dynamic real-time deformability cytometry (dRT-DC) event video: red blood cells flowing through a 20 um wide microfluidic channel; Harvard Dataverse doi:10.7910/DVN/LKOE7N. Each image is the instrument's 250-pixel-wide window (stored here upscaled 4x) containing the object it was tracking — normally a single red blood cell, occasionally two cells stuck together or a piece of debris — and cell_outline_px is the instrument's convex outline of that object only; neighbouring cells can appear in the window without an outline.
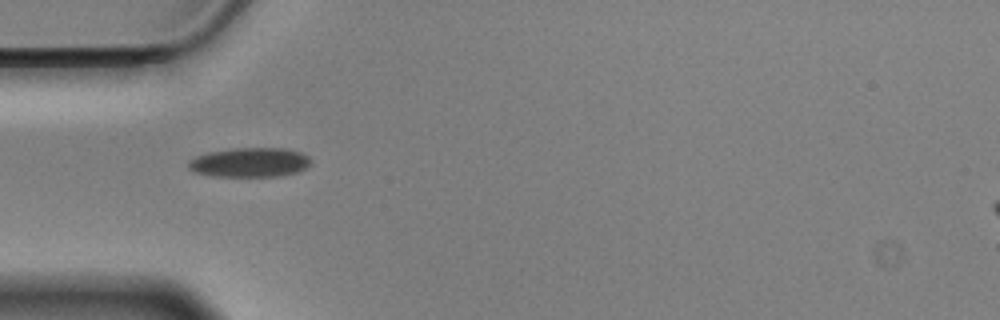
{"species": "Egyptian fruit bat (a non-hibernating species)", "species_latin": "Rousettus aegyptiacus", "temperature_condition": "cold", "stored_images_in_passage": 41, "camera_frame_rate_fps": 3000, "um_per_image_px": 0.085, "animal": {"sex": "male"}, "frame": {"image": 1, "passage_image": 1, "time_ms": 0.0, "image_size_px": [1000, 320], "cell_outline_px": [[312, 164], [296, 172], [280, 176], [212, 176], [192, 172], [188, 168], [188, 160], [196, 156], [208, 152], [232, 148], [288, 148], [300, 152], [308, 156], [312, 160]], "centroid_in_image_um": [21.21, 13.8], "position_along_channel_um": 63.8, "area_um2": 21.21}}
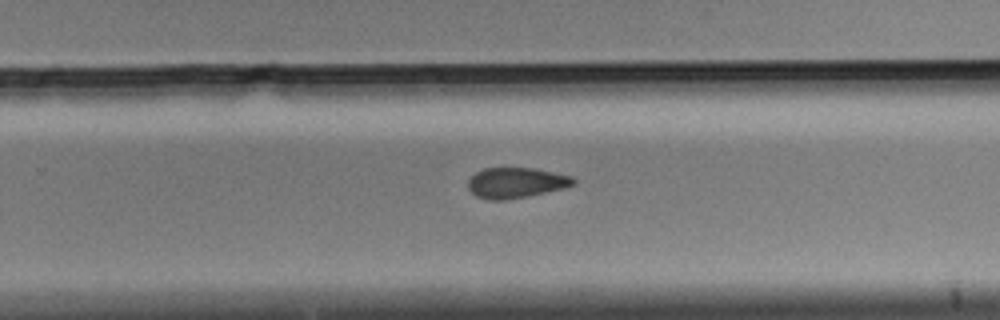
{"frame": {"image": 2, "passage_image": 20, "time_ms": 6.333, "image_size_px": [1000, 320], "cell_outline_px": [[576, 184], [564, 188], [528, 196], [504, 200], [488, 200], [476, 196], [468, 188], [468, 180], [476, 172], [484, 168], [536, 168], [572, 176], [576, 180]], "centroid_in_image_um": [43.87, 15.53], "position_along_channel_um": 285.9, "area_um2": 18.79}}
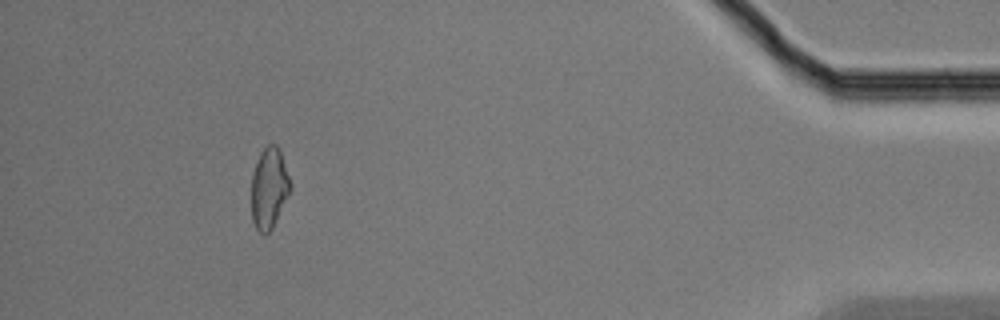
{"frame": {"image": 3, "passage_image": 36, "time_ms": 11.667, "image_size_px": [1000, 320], "cell_outline_px": [[292, 188], [272, 228], [268, 232], [260, 232], [256, 228], [252, 220], [252, 172], [260, 152], [268, 144], [276, 144], [280, 148]], "centroid_in_image_um": [22.87, 15.95], "position_along_channel_um": 412.3, "area_um2": 18.21}, "authors_computed_cell_mechanics": {"area_um2": 19.4208, "velocity_mm_per_s": 3.519, "shape_relaxation_time_tau1_ms": 6.5541, "shape_relaxation_time_tau2_ms": 9.8719, "deformation_change_tau1": 0.0998, "deformation_change_tau2": 0.1734}}